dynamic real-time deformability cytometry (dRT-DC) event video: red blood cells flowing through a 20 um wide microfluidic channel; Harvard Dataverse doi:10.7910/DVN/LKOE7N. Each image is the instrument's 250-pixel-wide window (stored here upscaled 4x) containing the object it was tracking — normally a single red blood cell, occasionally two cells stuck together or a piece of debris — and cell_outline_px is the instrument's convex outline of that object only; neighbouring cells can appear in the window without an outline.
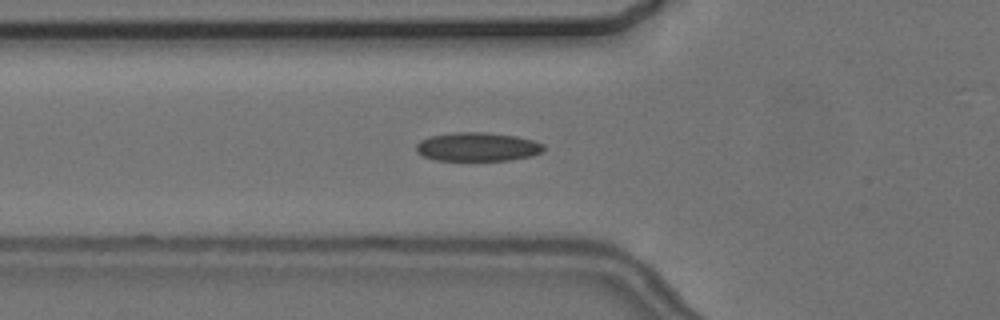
{"species": "common noctule bat (a hibernating species)", "species_latin": "Nyctalus noctula", "temperature_condition": "cold", "stored_images_in_passage": 2, "camera_frame_rate_fps": 3000, "um_per_image_px": 0.085, "animal": {"sex": "female", "body_mass_g": 24.6, "forearm_length_mm": 56.2}, "frame": {"image": 1, "passage_image": 2, "time_ms": 1.333, "image_size_px": [1000, 320], "cell_outline_px": [[544, 152], [532, 156], [512, 160], [436, 160], [424, 156], [416, 152], [416, 144], [420, 140], [432, 136], [456, 132], [484, 132], [516, 136], [532, 140], [544, 144]], "centroid_in_image_um": [40.61, 12.48], "position_along_channel_um": 85.2, "area_um2": 21.39}}